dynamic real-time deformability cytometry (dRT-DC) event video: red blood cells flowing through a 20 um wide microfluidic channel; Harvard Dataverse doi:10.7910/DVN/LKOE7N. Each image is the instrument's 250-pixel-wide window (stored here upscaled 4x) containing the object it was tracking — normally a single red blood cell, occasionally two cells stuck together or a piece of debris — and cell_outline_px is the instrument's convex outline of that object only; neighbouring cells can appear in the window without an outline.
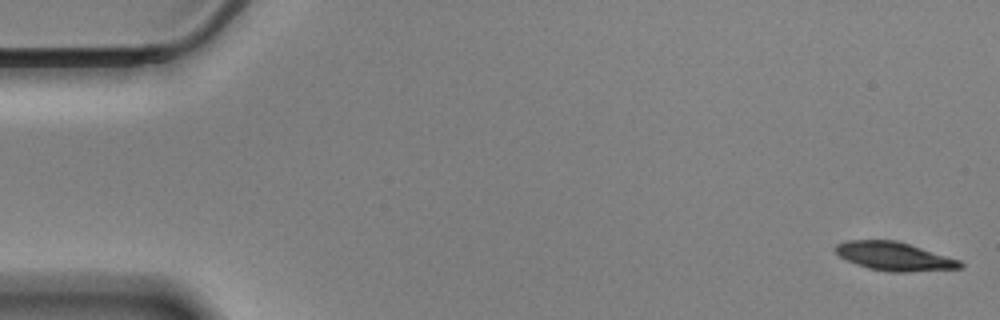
{"species": "Egyptian fruit bat (a non-hibernating species)", "species_latin": "Rousettus aegyptiacus", "temperature_condition": "cold", "stored_images_in_passage": 58, "camera_frame_rate_fps": 3000, "um_per_image_px": 0.085, "animal": {"sex": "male"}, "frame": {"image": 1, "passage_image": 1, "time_ms": 0.0, "image_size_px": [1000, 320], "cell_outline_px": [[964, 268], [908, 272], [892, 272], [868, 268], [856, 264], [840, 256], [836, 252], [836, 244], [848, 240], [896, 240], [960, 260], [964, 264]], "centroid_in_image_um": [76.04, 21.79], "position_along_channel_um": 9.0, "area_um2": 20.58}}
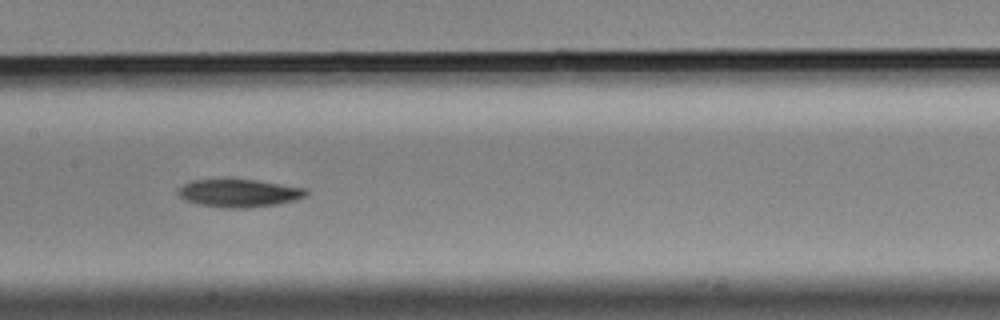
{"frame": {"image": 2, "passage_image": 28, "time_ms": 9.0, "image_size_px": [1000, 320], "cell_outline_px": [[308, 196], [296, 200], [276, 204], [244, 208], [220, 208], [200, 204], [184, 200], [176, 192], [184, 184], [192, 180], [224, 176], [256, 180], [308, 188]], "centroid_in_image_um": [20.3, 16.37], "position_along_channel_um": 187.1, "area_um2": 21.68}}
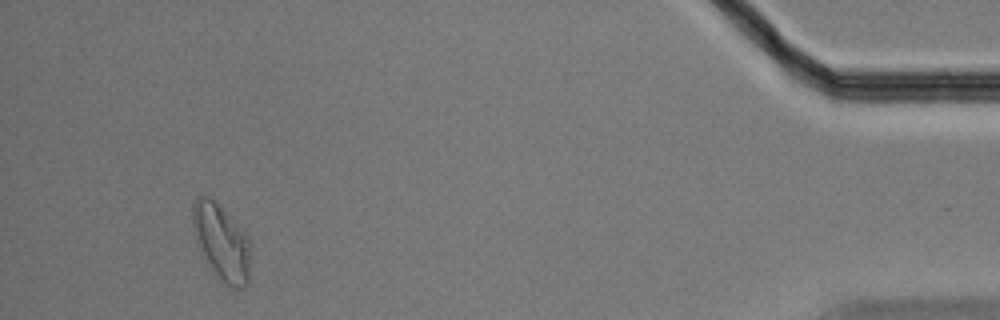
{"frame": {"image": 3, "passage_image": 54, "time_ms": 17.667, "image_size_px": [1000, 320], "cell_outline_px": [[248, 284], [244, 288], [232, 288], [224, 284], [208, 260], [200, 244], [192, 220], [192, 204], [196, 196], [204, 192], [244, 232], [248, 240]], "centroid_in_image_um": [18.82, 20.56], "position_along_channel_um": 416.4, "area_um2": 24.1}}